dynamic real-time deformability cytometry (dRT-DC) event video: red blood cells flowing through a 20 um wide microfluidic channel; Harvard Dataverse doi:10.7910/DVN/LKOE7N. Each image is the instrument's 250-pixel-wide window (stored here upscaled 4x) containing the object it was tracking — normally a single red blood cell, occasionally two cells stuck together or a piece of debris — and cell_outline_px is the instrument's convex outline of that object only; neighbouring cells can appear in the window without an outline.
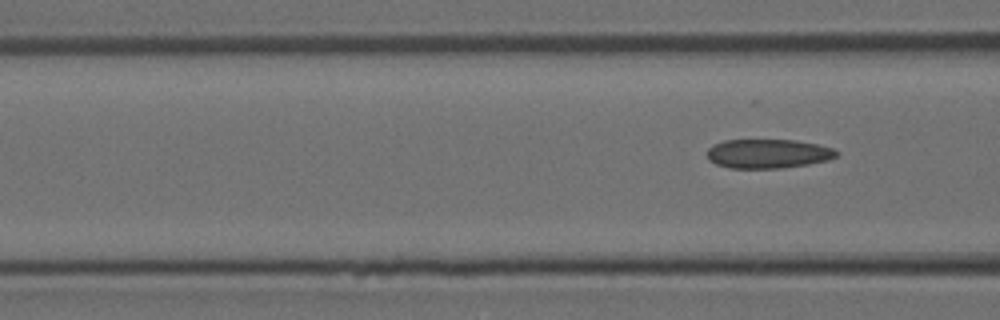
{"species": "Egyptian fruit bat (a non-hibernating species)", "species_latin": "Rousettus aegyptiacus", "temperature_condition": "room temperature", "stored_images_in_passage": 4, "camera_frame_rate_fps": 3000, "um_per_image_px": 0.085, "animal": {"sex": "female"}, "frame": {"image": 1, "passage_image": 4, "time_ms": 1.0, "image_size_px": [1000, 320], "cell_outline_px": [[836, 156], [828, 160], [808, 164], [780, 168], [732, 168], [716, 164], [708, 160], [708, 148], [712, 144], [724, 140], [796, 140], [816, 144], [832, 148], [836, 152]], "centroid_in_image_um": [65.24, 13.06], "position_along_channel_um": 101.4, "area_um2": 21.85}}